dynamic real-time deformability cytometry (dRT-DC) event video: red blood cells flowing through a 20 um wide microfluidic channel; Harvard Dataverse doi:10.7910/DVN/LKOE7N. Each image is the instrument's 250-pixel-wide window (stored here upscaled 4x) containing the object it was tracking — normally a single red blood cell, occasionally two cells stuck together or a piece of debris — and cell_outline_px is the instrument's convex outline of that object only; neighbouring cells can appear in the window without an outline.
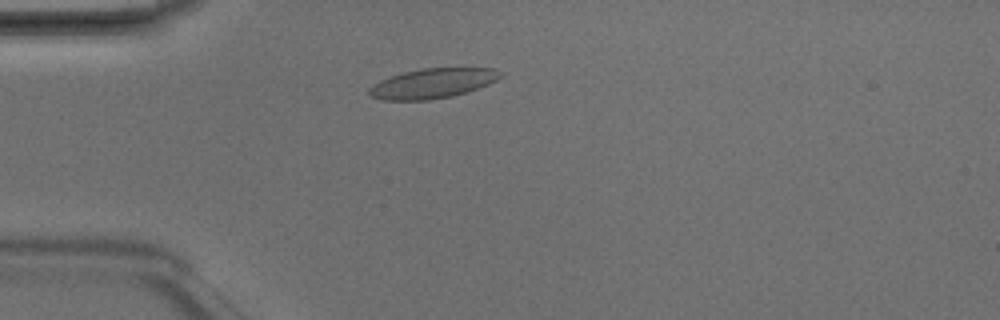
{"species": "Egyptian fruit bat (a non-hibernating species)", "species_latin": "Rousettus aegyptiacus", "temperature_condition": "room temperature", "stored_images_in_passage": 4, "camera_frame_rate_fps": 3000, "um_per_image_px": 0.085, "animal": {"sex": "male"}, "frame": {"image": 1, "passage_image": 3, "time_ms": 0.667, "image_size_px": [1000, 320], "cell_outline_px": [[504, 72], [496, 80], [488, 84], [452, 96], [428, 100], [384, 100], [368, 96], [368, 88], [372, 84], [380, 80], [404, 72], [424, 68], [492, 68]], "centroid_in_image_um": [36.72, 7.09], "position_along_channel_um": 48.3, "area_um2": 22.66}}